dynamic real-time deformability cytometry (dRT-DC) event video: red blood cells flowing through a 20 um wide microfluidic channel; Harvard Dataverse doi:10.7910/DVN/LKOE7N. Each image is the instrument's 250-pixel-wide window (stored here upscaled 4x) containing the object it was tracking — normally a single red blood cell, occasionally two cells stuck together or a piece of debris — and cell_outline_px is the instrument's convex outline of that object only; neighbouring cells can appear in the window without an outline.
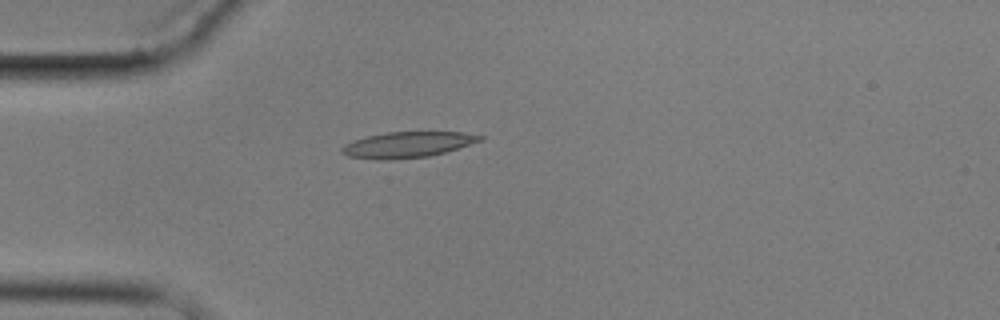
{"species": "common noctule bat (a hibernating species)", "species_latin": "Nyctalus noctula", "temperature_condition": "cold", "stored_images_in_passage": 5, "camera_frame_rate_fps": 3000, "um_per_image_px": 0.085, "animal": {"sex": "male", "body_mass_g": 17.9}, "frame": {"image": 1, "passage_image": 4, "time_ms": 4.333, "image_size_px": [1000, 320], "cell_outline_px": [[484, 140], [444, 152], [428, 156], [392, 160], [376, 160], [348, 156], [340, 152], [340, 148], [344, 144], [368, 136], [388, 132], [460, 132], [484, 136]], "centroid_in_image_um": [34.62, 12.31], "position_along_channel_um": 50.4, "area_um2": 20.69}}